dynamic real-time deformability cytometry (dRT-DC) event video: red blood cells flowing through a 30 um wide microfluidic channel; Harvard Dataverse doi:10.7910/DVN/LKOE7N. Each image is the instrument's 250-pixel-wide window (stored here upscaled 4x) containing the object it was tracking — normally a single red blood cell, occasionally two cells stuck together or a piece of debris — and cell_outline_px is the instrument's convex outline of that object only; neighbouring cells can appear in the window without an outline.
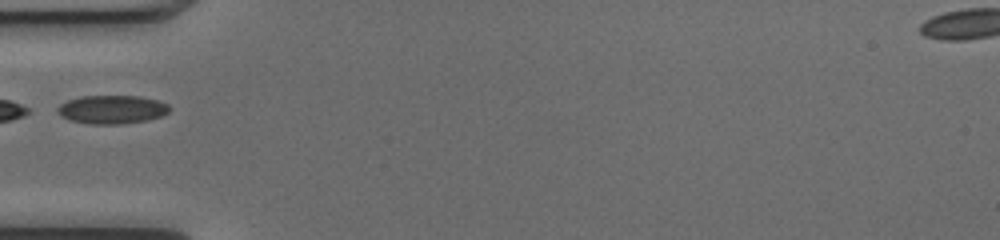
{"species": "common noctule bat (a hibernating species)", "species_latin": "Nyctalus noctula", "temperature_condition": "cold", "stored_images_in_passage": 34, "camera_frame_rate_fps": 3000, "um_per_image_px": 0.085, "animal": {"sex": "female", "body_mass_g": 17.0, "forearm_length_mm": 48.0}, "frame": {"image": 1, "passage_image": 1, "time_ms": 0.0, "image_size_px": [1000, 240], "cell_outline_px": [[172, 108], [168, 112], [160, 116], [148, 120], [124, 124], [92, 124], [68, 120], [60, 116], [56, 112], [56, 108], [60, 104], [68, 100], [80, 96], [140, 96], [160, 100], [168, 104]], "centroid_in_image_um": [9.51, 9.3], "position_along_channel_um": 75.5, "area_um2": 18.9}}